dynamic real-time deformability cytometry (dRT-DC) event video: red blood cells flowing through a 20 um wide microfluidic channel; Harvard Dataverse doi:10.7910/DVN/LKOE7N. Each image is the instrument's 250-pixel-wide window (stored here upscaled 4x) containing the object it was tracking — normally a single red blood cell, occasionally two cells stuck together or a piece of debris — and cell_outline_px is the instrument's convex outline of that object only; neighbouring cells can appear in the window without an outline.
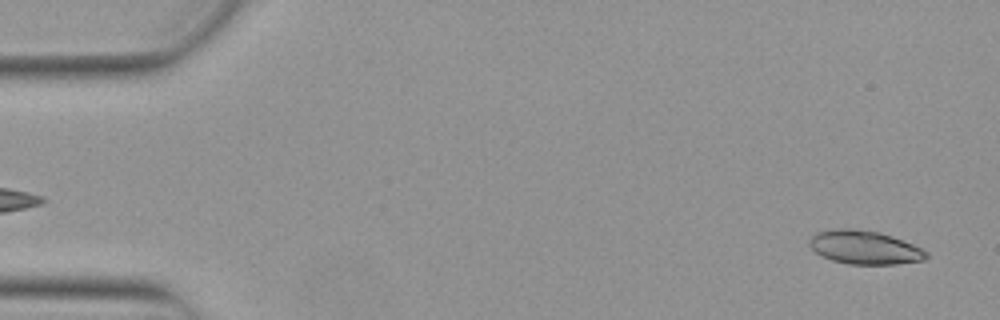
{"species": "Egyptian fruit bat (a non-hibernating species)", "species_latin": "Rousettus aegyptiacus", "temperature_condition": "warm", "stored_images_in_passage": 52, "camera_frame_rate_fps": 3000, "um_per_image_px": 0.085, "animal": {"sex": "female"}, "frame": {"image": 1, "passage_image": 2, "time_ms": 0.333, "image_size_px": [1000, 320], "cell_outline_px": [[928, 256], [924, 260], [896, 264], [848, 264], [832, 260], [816, 252], [808, 244], [808, 240], [816, 232], [840, 228], [848, 228], [880, 232], [892, 236], [912, 244], [928, 252]], "centroid_in_image_um": [73.48, 21.03], "position_along_channel_um": 11.5, "area_um2": 22.72}}
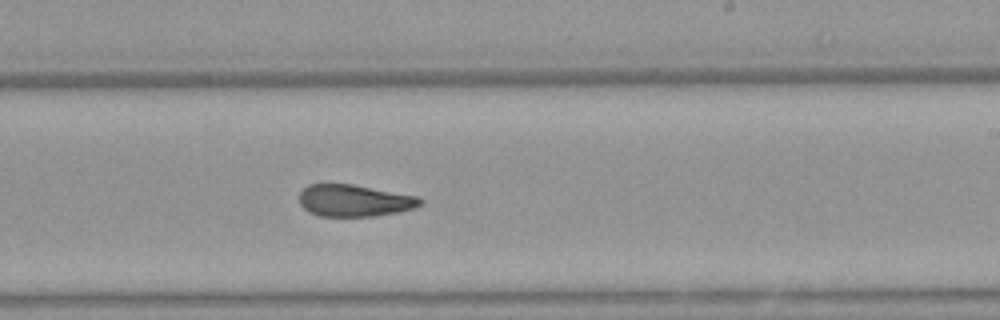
{"frame": {"image": 2, "passage_image": 31, "time_ms": 10.0, "image_size_px": [1000, 320], "cell_outline_px": [[424, 200], [416, 208], [400, 212], [376, 216], [320, 216], [308, 212], [300, 204], [300, 192], [308, 184], [352, 184], [420, 196]], "centroid_in_image_um": [30.16, 17.05], "position_along_channel_um": 258.8, "area_um2": 22.72}}
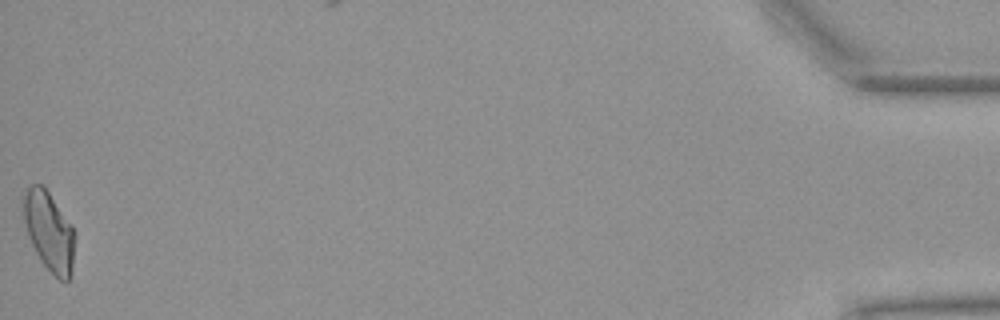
{"frame": {"image": 3, "passage_image": 52, "time_ms": 17.0, "image_size_px": [1000, 320], "cell_outline_px": [[72, 276], [68, 280], [60, 280], [44, 264], [36, 252], [28, 236], [24, 220], [20, 200], [20, 196], [32, 184], [40, 184], [48, 192], [72, 224]], "centroid_in_image_um": [4.11, 19.6], "position_along_channel_um": 431.1, "area_um2": 23.29}, "authors_computed_cell_mechanics": {"area_um2": 23.2356, "velocity_mm_per_s": 3.8859, "shape_relaxation_time_tau1_ms": 10.8027, "shape_relaxation_time_tau2_ms": 3.3094, "deformation_change_tau1": 0.2683, "deformation_change_tau2": 0.1177}}